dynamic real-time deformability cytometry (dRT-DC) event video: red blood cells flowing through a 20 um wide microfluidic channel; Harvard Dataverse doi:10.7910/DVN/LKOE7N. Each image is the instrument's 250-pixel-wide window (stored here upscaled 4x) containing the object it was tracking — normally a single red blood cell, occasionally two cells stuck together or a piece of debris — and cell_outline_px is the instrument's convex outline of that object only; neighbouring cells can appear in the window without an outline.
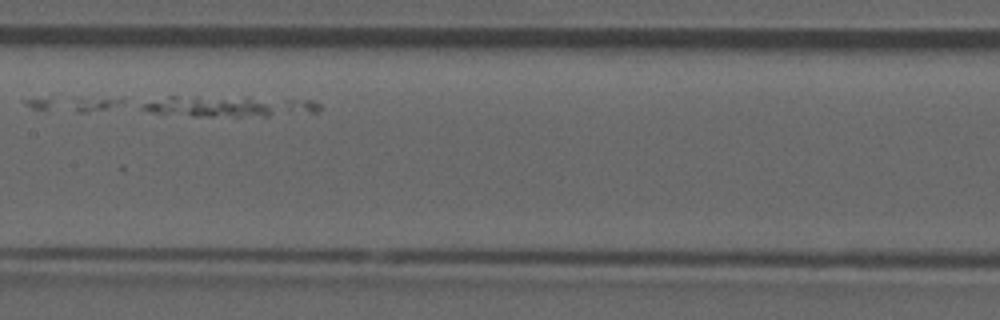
{"species": "common noctule bat (a hibernating species)", "species_latin": "Nyctalus noctula", "temperature_condition": "room temperature", "stored_images_in_passage": 6, "camera_frame_rate_fps": 3000, "um_per_image_px": 0.085, "animal": {"sex": "male", "forearm_length_mm": 52.5}, "frame": {"image": 1, "passage_image": 5, "time_ms": 1.333, "image_size_px": [1000, 320], "cell_outline_px": [[320, 108], [316, 112], [268, 116], [192, 116], [152, 112], [140, 108], [140, 104], [168, 96], [248, 96], [316, 100], [320, 104]], "centroid_in_image_um": [19.57, 9.01], "position_along_channel_um": 187.8, "area_um2": 22.08}}